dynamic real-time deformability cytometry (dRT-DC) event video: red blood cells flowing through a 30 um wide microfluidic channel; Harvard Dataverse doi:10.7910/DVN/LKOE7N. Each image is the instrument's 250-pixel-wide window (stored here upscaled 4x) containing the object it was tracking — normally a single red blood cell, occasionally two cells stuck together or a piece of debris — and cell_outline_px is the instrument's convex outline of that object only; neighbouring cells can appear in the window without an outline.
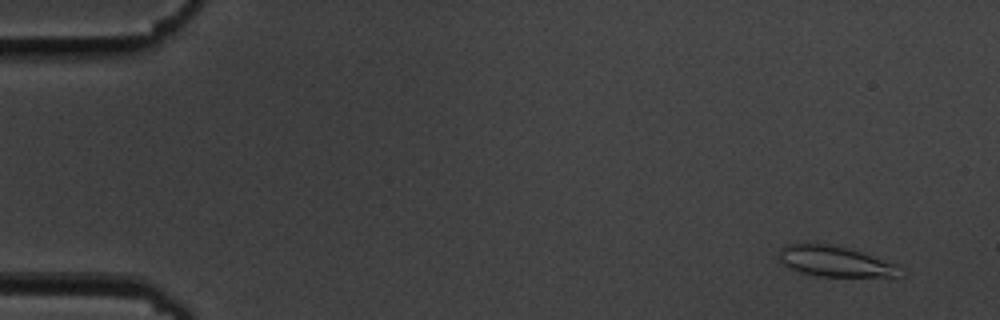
{"species": "common noctule bat (a hibernating species)", "species_latin": "Nyctalus noctula", "temperature_condition": "cold", "stored_images_in_passage": 56, "camera_frame_rate_fps": 3000, "um_per_image_px": 0.085, "animal": {"sex": "male", "body_mass_g": 19.5, "forearm_length_mm": 54.6}, "frame": {"image": 1, "passage_image": 4, "time_ms": 1.0, "image_size_px": [1000, 320], "cell_outline_px": [[904, 276], [816, 276], [800, 272], [784, 264], [780, 260], [780, 248], [784, 244], [828, 244], [848, 248], [900, 264], [904, 268]], "centroid_in_image_um": [71.08, 22.22], "position_along_channel_um": 13.9, "area_um2": 21.62}}
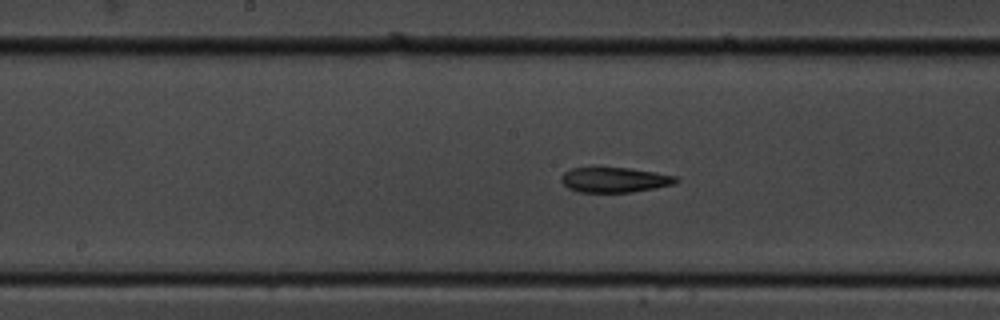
{"frame": {"image": 2, "passage_image": 29, "time_ms": 9.333, "image_size_px": [1000, 320], "cell_outline_px": [[680, 180], [672, 184], [656, 188], [632, 192], [576, 192], [568, 188], [560, 180], [560, 176], [564, 172], [572, 168], [592, 164], [628, 168], [656, 172], [676, 176]], "centroid_in_image_um": [52.16, 15.24], "position_along_channel_um": 196.0, "area_um2": 17.57}}
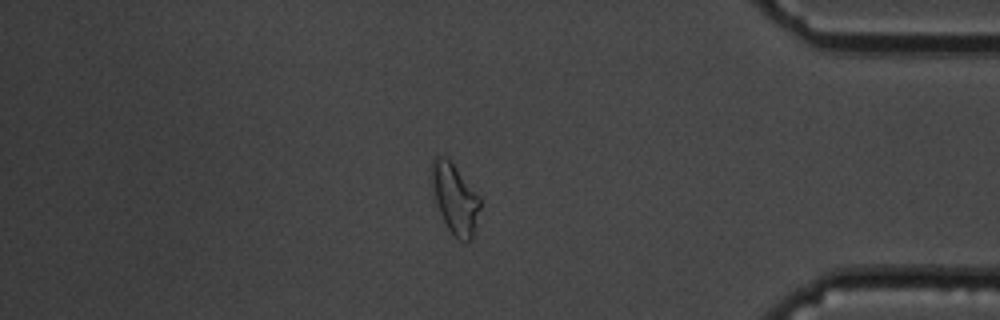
{"frame": {"image": 3, "passage_image": 48, "time_ms": 15.667, "image_size_px": [1000, 320], "cell_outline_px": [[480, 208], [472, 240], [460, 240], [448, 228], [440, 212], [432, 188], [432, 160], [436, 156], [444, 156], [452, 164], [480, 196]], "centroid_in_image_um": [38.69, 16.89], "position_along_channel_um": 396.5, "area_um2": 19.07}, "authors_computed_cell_mechanics": {"area_um2": 18.6116, "velocity_mm_per_s": 3.6039, "shape_relaxation_time_tau1_ms": null, "shape_relaxation_time_tau2_ms": 3.1284, "deformation_change_tau1": null, "deformation_change_tau2": 0.1132}}